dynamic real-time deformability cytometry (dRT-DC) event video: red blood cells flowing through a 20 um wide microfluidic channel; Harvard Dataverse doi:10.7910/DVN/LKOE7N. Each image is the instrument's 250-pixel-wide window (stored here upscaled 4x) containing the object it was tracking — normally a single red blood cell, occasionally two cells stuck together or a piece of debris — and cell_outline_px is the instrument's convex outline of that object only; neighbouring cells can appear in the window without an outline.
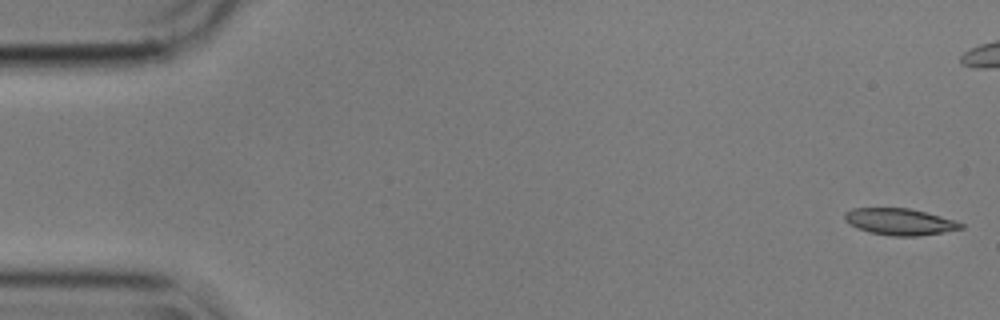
{"species": "common noctule bat (a hibernating species)", "species_latin": "Nyctalus noctula", "temperature_condition": "cold", "stored_images_in_passage": 56, "camera_frame_rate_fps": 3000, "um_per_image_px": 0.085, "animal": {"sex": "male", "body_mass_g": 17.9}, "frame": {"image": 1, "passage_image": 1, "time_ms": 0.0, "image_size_px": [1000, 320], "cell_outline_px": [[964, 228], [944, 232], [920, 236], [892, 236], [868, 232], [856, 228], [848, 224], [844, 220], [844, 212], [852, 208], [908, 208], [956, 220], [964, 224]], "centroid_in_image_um": [76.45, 18.85], "position_along_channel_um": 8.6, "area_um2": 18.21}}
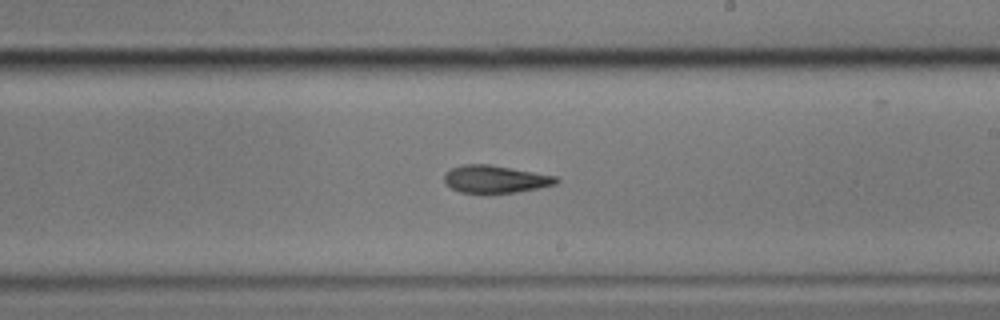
{"frame": {"image": 2, "passage_image": 32, "time_ms": 10.333, "image_size_px": [1000, 320], "cell_outline_px": [[560, 180], [556, 184], [540, 188], [516, 192], [488, 196], [484, 196], [460, 192], [444, 184], [444, 172], [452, 168], [464, 164], [488, 164], [512, 168], [556, 176]], "centroid_in_image_um": [42.06, 15.27], "position_along_channel_um": 246.9, "area_um2": 18.73}}
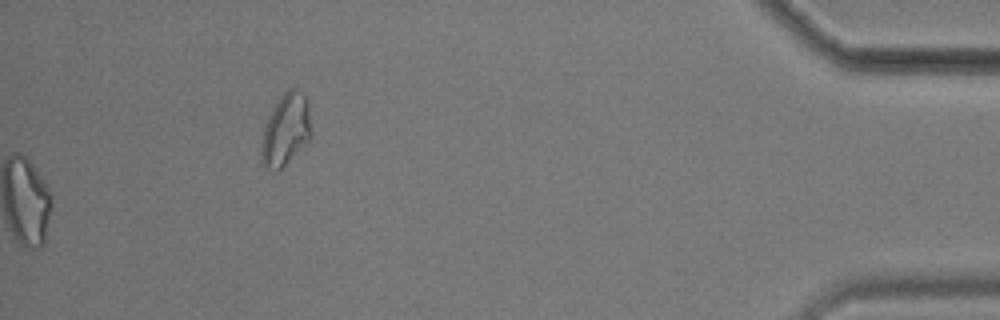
{"frame": {"image": 3, "passage_image": 56, "time_ms": 18.333, "image_size_px": [1000, 320], "cell_outline_px": [[312, 136], [276, 172], [272, 172], [264, 168], [260, 160], [260, 148], [264, 128], [268, 116], [272, 108], [280, 96], [288, 88], [296, 88], [304, 92], [308, 100]], "centroid_in_image_um": [24.27, 11.0], "position_along_channel_um": 410.9, "area_um2": 21.15}, "authors_computed_cell_mechanics": {"area_um2": 18.8139, "velocity_mm_per_s": 3.5747, "shape_relaxation_time_tau1_ms": 7.3103, "shape_relaxation_time_tau2_ms": 3.9231, "deformation_change_tau1": 0.1935, "deformation_change_tau2": 0.1234}}